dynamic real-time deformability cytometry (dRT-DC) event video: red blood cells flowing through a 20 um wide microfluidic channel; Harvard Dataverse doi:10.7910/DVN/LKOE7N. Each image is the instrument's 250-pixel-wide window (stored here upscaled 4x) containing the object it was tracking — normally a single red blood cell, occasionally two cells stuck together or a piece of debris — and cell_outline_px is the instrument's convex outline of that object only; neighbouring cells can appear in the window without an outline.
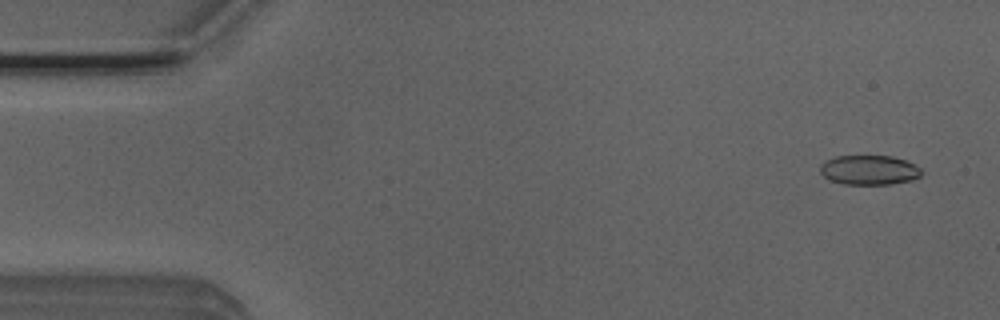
{"species": "Egyptian fruit bat (a non-hibernating species)", "species_latin": "Rousettus aegyptiacus", "temperature_condition": "room temperature", "stored_images_in_passage": 15, "camera_frame_rate_fps": 3000, "um_per_image_px": 0.085, "animal": {"sex": "male"}, "frame": {"image": 1, "passage_image": 3, "time_ms": 0.667, "image_size_px": [1000, 320], "cell_outline_px": [[924, 172], [920, 176], [912, 180], [892, 184], [844, 184], [828, 180], [820, 172], [820, 164], [824, 160], [836, 156], [892, 156], [904, 160], [920, 168]], "centroid_in_image_um": [73.85, 14.45], "position_along_channel_um": 11.1, "area_um2": 17.57}}